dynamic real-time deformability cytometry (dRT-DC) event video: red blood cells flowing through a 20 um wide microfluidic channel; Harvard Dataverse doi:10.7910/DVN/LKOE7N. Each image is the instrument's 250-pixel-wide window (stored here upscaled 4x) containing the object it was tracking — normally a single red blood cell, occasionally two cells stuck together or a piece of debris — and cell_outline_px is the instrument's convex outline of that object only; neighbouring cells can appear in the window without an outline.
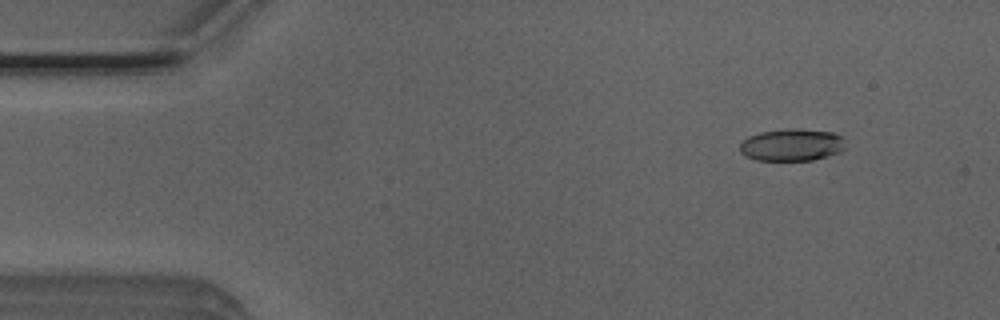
{"species": "Egyptian fruit bat (a non-hibernating species)", "species_latin": "Rousettus aegyptiacus", "temperature_condition": "room temperature", "stored_images_in_passage": 4, "segment_of_instrument_passage": [2, 2], "camera_frame_rate_fps": 3000, "um_per_image_px": 0.085, "animal": {"sex": "male"}, "frame": {"image": 1, "passage_image": 4, "time_ms": 1.0, "image_size_px": [1000, 320], "cell_outline_px": [[844, 148], [840, 152], [828, 156], [812, 160], [756, 160], [744, 156], [740, 152], [740, 144], [748, 136], [760, 132], [788, 128], [800, 128], [832, 132], [844, 136]], "centroid_in_image_um": [67.31, 12.3], "position_along_channel_um": 17.7, "area_um2": 20.06}}